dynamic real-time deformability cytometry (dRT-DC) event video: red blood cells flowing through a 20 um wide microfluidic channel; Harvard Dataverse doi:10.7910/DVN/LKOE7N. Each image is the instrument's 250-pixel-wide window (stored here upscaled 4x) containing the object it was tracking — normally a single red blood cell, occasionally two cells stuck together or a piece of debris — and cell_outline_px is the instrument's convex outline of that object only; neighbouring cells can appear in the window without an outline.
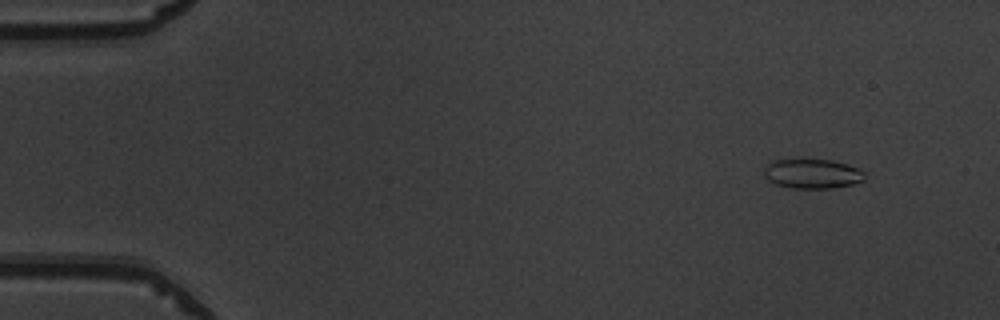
{"species": "common noctule bat (a hibernating species)", "species_latin": "Nyctalus noctula", "temperature_condition": "warm", "stored_images_in_passage": 37, "camera_frame_rate_fps": 3000, "um_per_image_px": 0.085, "animal": {"sex": "male", "body_mass_g": 19.5, "forearm_length_mm": 54.6}, "frame": {"image": 1, "passage_image": 4, "time_ms": 1.0, "image_size_px": [1000, 320], "cell_outline_px": [[864, 180], [852, 184], [832, 188], [792, 188], [776, 184], [768, 180], [764, 176], [764, 168], [772, 160], [832, 160], [848, 164], [864, 172]], "centroid_in_image_um": [69.03, 14.77], "position_along_channel_um": 16.0, "area_um2": 17.17}}
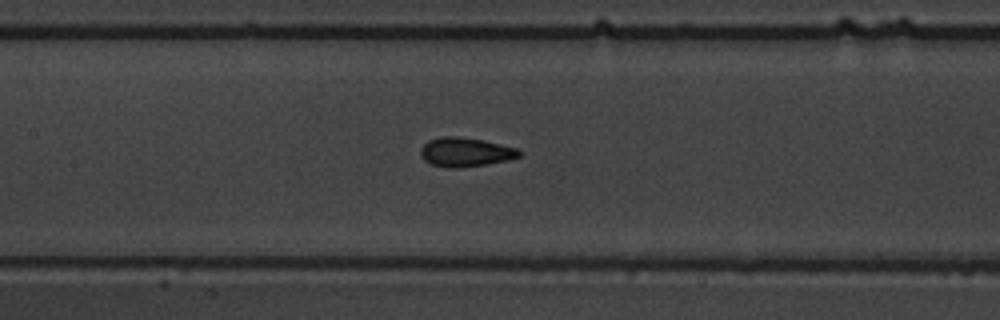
{"frame": {"image": 2, "passage_image": 24, "time_ms": 7.667, "image_size_px": [1000, 320], "cell_outline_px": [[524, 152], [520, 156], [508, 160], [488, 164], [456, 168], [448, 168], [432, 164], [424, 160], [420, 156], [420, 148], [428, 140], [440, 136], [456, 136], [484, 140], [516, 148]], "centroid_in_image_um": [39.55, 12.92], "position_along_channel_um": 167.8, "area_um2": 16.88}}
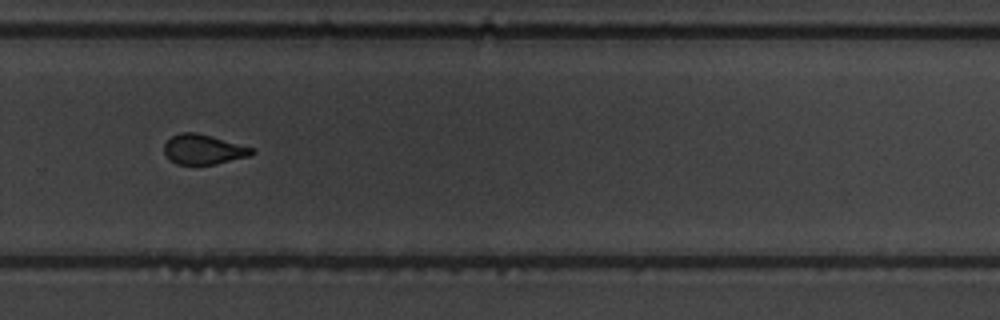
{"frame": {"image": 3, "passage_image": 35, "time_ms": 11.333, "image_size_px": [1000, 320], "cell_outline_px": [[256, 152], [248, 156], [216, 164], [176, 164], [164, 152], [164, 144], [172, 136], [180, 132], [196, 132], [252, 148]], "centroid_in_image_um": [17.27, 12.7], "position_along_channel_um": 312.5, "area_um2": 14.91}}